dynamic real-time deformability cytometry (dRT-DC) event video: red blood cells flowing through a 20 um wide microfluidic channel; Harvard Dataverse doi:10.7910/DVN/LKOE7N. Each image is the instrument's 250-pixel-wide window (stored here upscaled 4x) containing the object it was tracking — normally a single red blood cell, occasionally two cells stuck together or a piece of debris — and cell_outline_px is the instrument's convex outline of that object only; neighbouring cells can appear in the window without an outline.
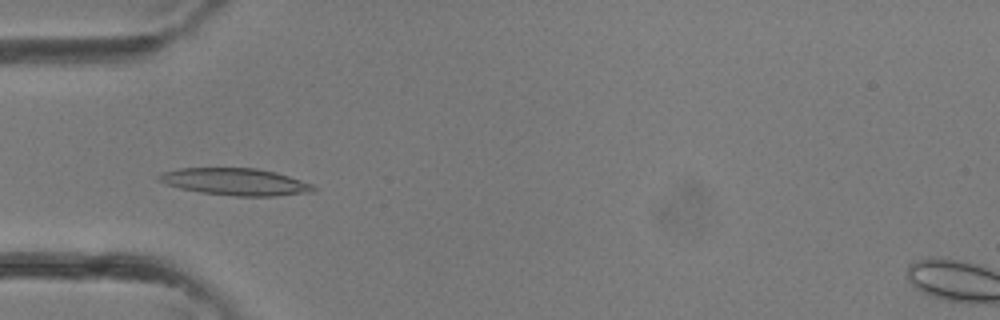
{"species": "common noctule bat (a hibernating species)", "species_latin": "Nyctalus noctula", "temperature_condition": "room temperature", "stored_images_in_passage": 29, "camera_frame_rate_fps": 3000, "um_per_image_px": 0.085, "animal": {"sex": "female"}, "frame": {"image": 1, "passage_image": 5, "time_ms": 1.333, "image_size_px": [1000, 320], "cell_outline_px": [[316, 188], [312, 192], [276, 196], [232, 196], [200, 192], [180, 188], [156, 180], [156, 176], [160, 172], [180, 168], [256, 168], [276, 172], [312, 184]], "centroid_in_image_um": [19.97, 15.45], "position_along_channel_um": 65.0, "area_um2": 24.39}}
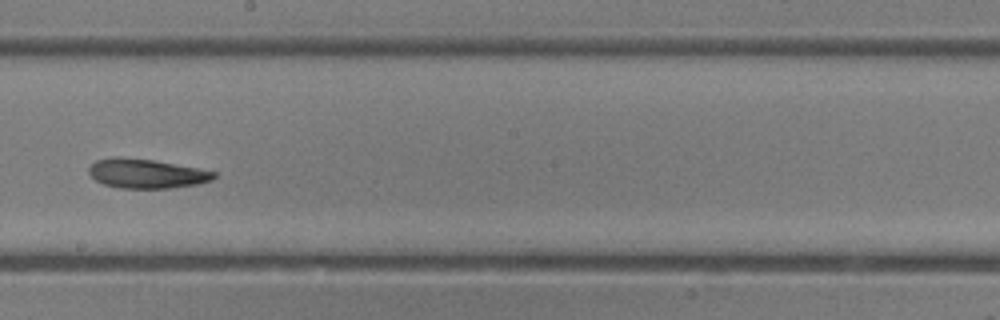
{"frame": {"image": 2, "passage_image": 14, "time_ms": 4.333, "image_size_px": [1000, 320], "cell_outline_px": [[216, 176], [212, 180], [200, 184], [172, 188], [120, 188], [104, 184], [96, 180], [88, 172], [88, 168], [96, 160], [112, 156], [120, 156], [152, 160], [196, 168], [216, 172]], "centroid_in_image_um": [12.43, 14.75], "position_along_channel_um": 235.8, "area_um2": 21.39}}
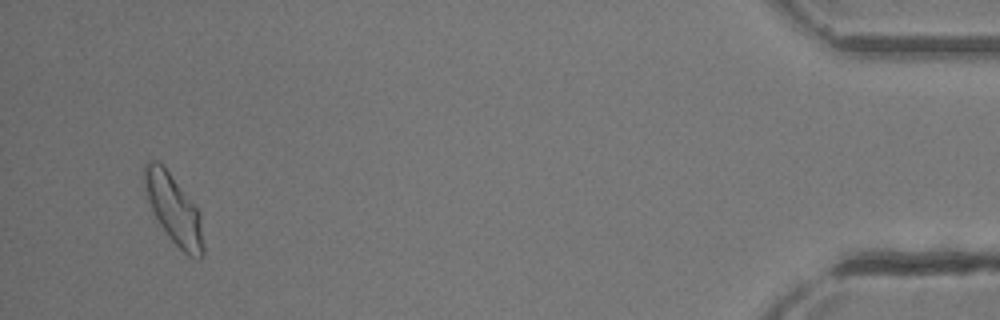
{"frame": {"image": 3, "passage_image": 28, "time_ms": 9.0, "image_size_px": [1000, 320], "cell_outline_px": [[204, 252], [200, 260], [196, 260], [188, 256], [168, 236], [156, 220], [152, 212], [144, 188], [144, 164], [148, 160], [156, 160], [168, 172], [200, 212], [204, 248]], "centroid_in_image_um": [14.77, 17.85], "position_along_channel_um": 420.4, "area_um2": 23.58}}